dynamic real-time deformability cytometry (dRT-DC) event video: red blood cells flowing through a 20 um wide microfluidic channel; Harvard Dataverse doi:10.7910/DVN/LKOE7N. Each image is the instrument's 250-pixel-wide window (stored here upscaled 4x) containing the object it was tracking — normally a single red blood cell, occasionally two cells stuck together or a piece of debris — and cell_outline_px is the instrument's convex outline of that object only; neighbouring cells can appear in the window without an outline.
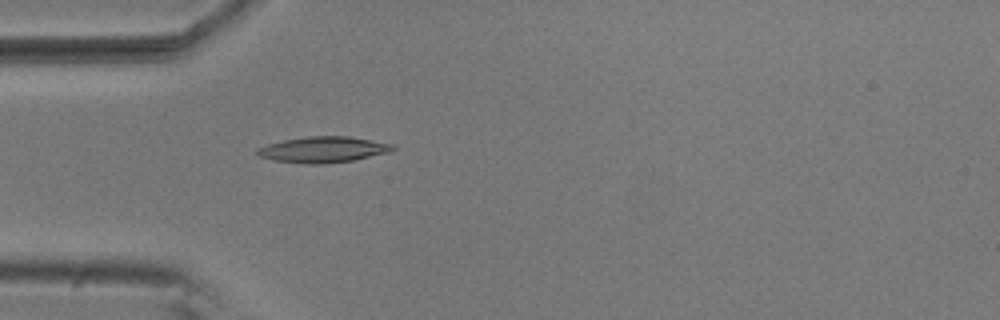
{"species": "common noctule bat (a hibernating species)", "species_latin": "Nyctalus noctula", "temperature_condition": "room temperature", "stored_images_in_passage": 53, "camera_frame_rate_fps": 3000, "um_per_image_px": 0.085, "animal": {"sex": "male", "body_mass_g": 20.5, "forearm_length_mm": 52.5}, "frame": {"image": 1, "passage_image": 15, "time_ms": 4.667, "image_size_px": [1000, 320], "cell_outline_px": [[396, 148], [388, 152], [352, 160], [324, 164], [308, 164], [272, 160], [260, 156], [256, 152], [256, 148], [268, 144], [284, 140], [308, 136], [348, 136], [396, 144]], "centroid_in_image_um": [27.47, 12.71], "position_along_channel_um": 57.5, "area_um2": 20.4}}
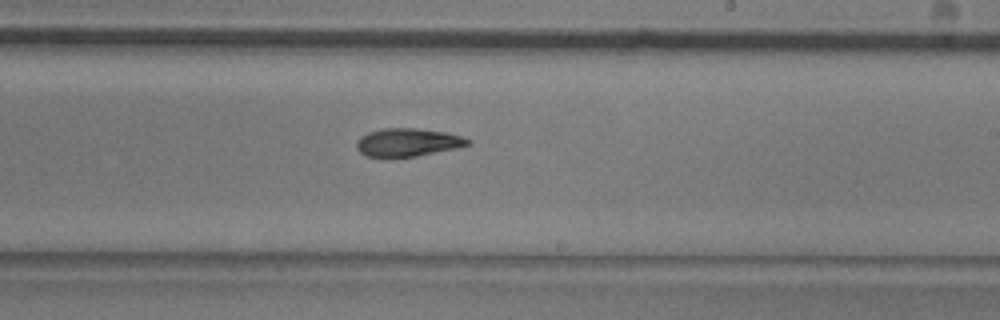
{"frame": {"image": 2, "passage_image": 31, "time_ms": 10.0, "image_size_px": [1000, 320], "cell_outline_px": [[472, 144], [456, 148], [416, 156], [392, 160], [368, 156], [360, 152], [356, 148], [356, 140], [360, 136], [368, 132], [380, 128], [416, 128], [448, 132], [472, 140]], "centroid_in_image_um": [34.62, 12.12], "position_along_channel_um": 254.4, "area_um2": 18.9}}
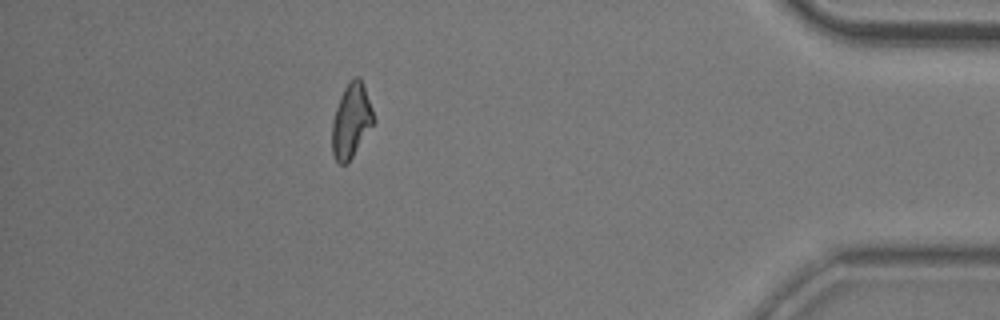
{"frame": {"image": 3, "passage_image": 47, "time_ms": 15.333, "image_size_px": [1000, 320], "cell_outline_px": [[376, 120], [352, 156], [344, 164], [336, 164], [332, 152], [332, 120], [336, 108], [344, 88], [356, 76], [360, 76], [364, 84]], "centroid_in_image_um": [29.85, 10.26], "position_along_channel_um": 405.3, "area_um2": 17.8}, "authors_computed_cell_mechanics": {"area_um2": 18.5538, "velocity_mm_per_s": 3.732, "shape_relaxation_time_tau1_ms": 6.0726, "shape_relaxation_time_tau2_ms": null, "deformation_change_tau1": 0.1722, "deformation_change_tau2": null}}